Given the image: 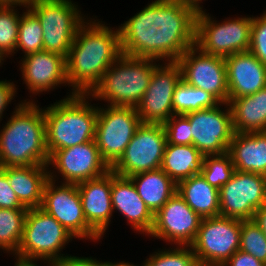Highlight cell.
Here are the masks:
<instances>
[{
	"label": "cell",
	"instance_id": "12",
	"mask_svg": "<svg viewBox=\"0 0 266 266\" xmlns=\"http://www.w3.org/2000/svg\"><path fill=\"white\" fill-rule=\"evenodd\" d=\"M166 143L163 124L141 123L123 155L111 170L117 175L131 177L141 172L159 169Z\"/></svg>",
	"mask_w": 266,
	"mask_h": 266
},
{
	"label": "cell",
	"instance_id": "6",
	"mask_svg": "<svg viewBox=\"0 0 266 266\" xmlns=\"http://www.w3.org/2000/svg\"><path fill=\"white\" fill-rule=\"evenodd\" d=\"M75 238L53 216L42 208L28 209L23 237L15 257L55 262L67 256L60 254Z\"/></svg>",
	"mask_w": 266,
	"mask_h": 266
},
{
	"label": "cell",
	"instance_id": "2",
	"mask_svg": "<svg viewBox=\"0 0 266 266\" xmlns=\"http://www.w3.org/2000/svg\"><path fill=\"white\" fill-rule=\"evenodd\" d=\"M90 19L77 30L66 57L67 80L75 94H89L122 55L118 28Z\"/></svg>",
	"mask_w": 266,
	"mask_h": 266
},
{
	"label": "cell",
	"instance_id": "28",
	"mask_svg": "<svg viewBox=\"0 0 266 266\" xmlns=\"http://www.w3.org/2000/svg\"><path fill=\"white\" fill-rule=\"evenodd\" d=\"M204 155L193 145L166 143L160 168L176 184L201 174Z\"/></svg>",
	"mask_w": 266,
	"mask_h": 266
},
{
	"label": "cell",
	"instance_id": "26",
	"mask_svg": "<svg viewBox=\"0 0 266 266\" xmlns=\"http://www.w3.org/2000/svg\"><path fill=\"white\" fill-rule=\"evenodd\" d=\"M177 193L201 218L220 216L219 190L201 174H195L177 184Z\"/></svg>",
	"mask_w": 266,
	"mask_h": 266
},
{
	"label": "cell",
	"instance_id": "14",
	"mask_svg": "<svg viewBox=\"0 0 266 266\" xmlns=\"http://www.w3.org/2000/svg\"><path fill=\"white\" fill-rule=\"evenodd\" d=\"M181 79L190 86L212 94L220 103L229 102L227 68L224 57L204 53L192 46L177 60Z\"/></svg>",
	"mask_w": 266,
	"mask_h": 266
},
{
	"label": "cell",
	"instance_id": "48",
	"mask_svg": "<svg viewBox=\"0 0 266 266\" xmlns=\"http://www.w3.org/2000/svg\"><path fill=\"white\" fill-rule=\"evenodd\" d=\"M4 60H5L4 56L0 53V66L3 64Z\"/></svg>",
	"mask_w": 266,
	"mask_h": 266
},
{
	"label": "cell",
	"instance_id": "33",
	"mask_svg": "<svg viewBox=\"0 0 266 266\" xmlns=\"http://www.w3.org/2000/svg\"><path fill=\"white\" fill-rule=\"evenodd\" d=\"M234 172L235 166L228 153L204 156L201 175L218 190L230 180Z\"/></svg>",
	"mask_w": 266,
	"mask_h": 266
},
{
	"label": "cell",
	"instance_id": "5",
	"mask_svg": "<svg viewBox=\"0 0 266 266\" xmlns=\"http://www.w3.org/2000/svg\"><path fill=\"white\" fill-rule=\"evenodd\" d=\"M158 60L122 54L88 94L109 106L136 107L150 84Z\"/></svg>",
	"mask_w": 266,
	"mask_h": 266
},
{
	"label": "cell",
	"instance_id": "41",
	"mask_svg": "<svg viewBox=\"0 0 266 266\" xmlns=\"http://www.w3.org/2000/svg\"><path fill=\"white\" fill-rule=\"evenodd\" d=\"M223 266H266V263L259 261L249 253L238 250L223 264Z\"/></svg>",
	"mask_w": 266,
	"mask_h": 266
},
{
	"label": "cell",
	"instance_id": "32",
	"mask_svg": "<svg viewBox=\"0 0 266 266\" xmlns=\"http://www.w3.org/2000/svg\"><path fill=\"white\" fill-rule=\"evenodd\" d=\"M15 8V5H0V53L5 58L16 53L21 14Z\"/></svg>",
	"mask_w": 266,
	"mask_h": 266
},
{
	"label": "cell",
	"instance_id": "9",
	"mask_svg": "<svg viewBox=\"0 0 266 266\" xmlns=\"http://www.w3.org/2000/svg\"><path fill=\"white\" fill-rule=\"evenodd\" d=\"M240 235L239 219L223 216L202 218L191 245L197 263L223 266L239 250Z\"/></svg>",
	"mask_w": 266,
	"mask_h": 266
},
{
	"label": "cell",
	"instance_id": "43",
	"mask_svg": "<svg viewBox=\"0 0 266 266\" xmlns=\"http://www.w3.org/2000/svg\"><path fill=\"white\" fill-rule=\"evenodd\" d=\"M36 0H0V5H15L17 6H24L25 9L30 6Z\"/></svg>",
	"mask_w": 266,
	"mask_h": 266
},
{
	"label": "cell",
	"instance_id": "7",
	"mask_svg": "<svg viewBox=\"0 0 266 266\" xmlns=\"http://www.w3.org/2000/svg\"><path fill=\"white\" fill-rule=\"evenodd\" d=\"M43 29V50L67 57L79 27L86 21L71 0H36L27 7Z\"/></svg>",
	"mask_w": 266,
	"mask_h": 266
},
{
	"label": "cell",
	"instance_id": "42",
	"mask_svg": "<svg viewBox=\"0 0 266 266\" xmlns=\"http://www.w3.org/2000/svg\"><path fill=\"white\" fill-rule=\"evenodd\" d=\"M252 221L261 229L266 236V205L256 210Z\"/></svg>",
	"mask_w": 266,
	"mask_h": 266
},
{
	"label": "cell",
	"instance_id": "11",
	"mask_svg": "<svg viewBox=\"0 0 266 266\" xmlns=\"http://www.w3.org/2000/svg\"><path fill=\"white\" fill-rule=\"evenodd\" d=\"M100 107L97 106L95 141L102 159L111 168L123 155L141 120L134 107Z\"/></svg>",
	"mask_w": 266,
	"mask_h": 266
},
{
	"label": "cell",
	"instance_id": "38",
	"mask_svg": "<svg viewBox=\"0 0 266 266\" xmlns=\"http://www.w3.org/2000/svg\"><path fill=\"white\" fill-rule=\"evenodd\" d=\"M0 208L27 209L20 203L16 193L10 187L5 173L0 177Z\"/></svg>",
	"mask_w": 266,
	"mask_h": 266
},
{
	"label": "cell",
	"instance_id": "49",
	"mask_svg": "<svg viewBox=\"0 0 266 266\" xmlns=\"http://www.w3.org/2000/svg\"><path fill=\"white\" fill-rule=\"evenodd\" d=\"M195 266H207V265L197 263Z\"/></svg>",
	"mask_w": 266,
	"mask_h": 266
},
{
	"label": "cell",
	"instance_id": "13",
	"mask_svg": "<svg viewBox=\"0 0 266 266\" xmlns=\"http://www.w3.org/2000/svg\"><path fill=\"white\" fill-rule=\"evenodd\" d=\"M220 216L252 220L266 205V176L235 170L230 180L219 189Z\"/></svg>",
	"mask_w": 266,
	"mask_h": 266
},
{
	"label": "cell",
	"instance_id": "37",
	"mask_svg": "<svg viewBox=\"0 0 266 266\" xmlns=\"http://www.w3.org/2000/svg\"><path fill=\"white\" fill-rule=\"evenodd\" d=\"M249 51L266 65V11L260 17H253Z\"/></svg>",
	"mask_w": 266,
	"mask_h": 266
},
{
	"label": "cell",
	"instance_id": "18",
	"mask_svg": "<svg viewBox=\"0 0 266 266\" xmlns=\"http://www.w3.org/2000/svg\"><path fill=\"white\" fill-rule=\"evenodd\" d=\"M47 166L55 167L63 183L75 184L101 177L111 170L102 159L95 140L53 151Z\"/></svg>",
	"mask_w": 266,
	"mask_h": 266
},
{
	"label": "cell",
	"instance_id": "17",
	"mask_svg": "<svg viewBox=\"0 0 266 266\" xmlns=\"http://www.w3.org/2000/svg\"><path fill=\"white\" fill-rule=\"evenodd\" d=\"M202 218L176 192L154 215L148 236L162 239L176 246H191Z\"/></svg>",
	"mask_w": 266,
	"mask_h": 266
},
{
	"label": "cell",
	"instance_id": "36",
	"mask_svg": "<svg viewBox=\"0 0 266 266\" xmlns=\"http://www.w3.org/2000/svg\"><path fill=\"white\" fill-rule=\"evenodd\" d=\"M163 126L168 144L192 145L191 125L186 115L174 114Z\"/></svg>",
	"mask_w": 266,
	"mask_h": 266
},
{
	"label": "cell",
	"instance_id": "15",
	"mask_svg": "<svg viewBox=\"0 0 266 266\" xmlns=\"http://www.w3.org/2000/svg\"><path fill=\"white\" fill-rule=\"evenodd\" d=\"M181 80L177 61H166L155 66L150 84L135 107L141 123L164 124L173 115V94Z\"/></svg>",
	"mask_w": 266,
	"mask_h": 266
},
{
	"label": "cell",
	"instance_id": "39",
	"mask_svg": "<svg viewBox=\"0 0 266 266\" xmlns=\"http://www.w3.org/2000/svg\"><path fill=\"white\" fill-rule=\"evenodd\" d=\"M47 266H107V261H98L92 257L67 256L61 260L48 263Z\"/></svg>",
	"mask_w": 266,
	"mask_h": 266
},
{
	"label": "cell",
	"instance_id": "27",
	"mask_svg": "<svg viewBox=\"0 0 266 266\" xmlns=\"http://www.w3.org/2000/svg\"><path fill=\"white\" fill-rule=\"evenodd\" d=\"M129 178L154 215L177 192V184L161 168L141 172Z\"/></svg>",
	"mask_w": 266,
	"mask_h": 266
},
{
	"label": "cell",
	"instance_id": "47",
	"mask_svg": "<svg viewBox=\"0 0 266 266\" xmlns=\"http://www.w3.org/2000/svg\"><path fill=\"white\" fill-rule=\"evenodd\" d=\"M5 173V167L0 163V177Z\"/></svg>",
	"mask_w": 266,
	"mask_h": 266
},
{
	"label": "cell",
	"instance_id": "4",
	"mask_svg": "<svg viewBox=\"0 0 266 266\" xmlns=\"http://www.w3.org/2000/svg\"><path fill=\"white\" fill-rule=\"evenodd\" d=\"M89 98L88 94L70 93L43 109L49 155L95 140L98 111L97 106L87 101Z\"/></svg>",
	"mask_w": 266,
	"mask_h": 266
},
{
	"label": "cell",
	"instance_id": "16",
	"mask_svg": "<svg viewBox=\"0 0 266 266\" xmlns=\"http://www.w3.org/2000/svg\"><path fill=\"white\" fill-rule=\"evenodd\" d=\"M226 105V109H221ZM220 106V107H219ZM191 125L192 145L205 155L227 153L234 134L228 103L185 114Z\"/></svg>",
	"mask_w": 266,
	"mask_h": 266
},
{
	"label": "cell",
	"instance_id": "45",
	"mask_svg": "<svg viewBox=\"0 0 266 266\" xmlns=\"http://www.w3.org/2000/svg\"><path fill=\"white\" fill-rule=\"evenodd\" d=\"M186 4L190 5L192 8H194L197 12L202 11L203 8L201 7L200 3L202 0H183Z\"/></svg>",
	"mask_w": 266,
	"mask_h": 266
},
{
	"label": "cell",
	"instance_id": "19",
	"mask_svg": "<svg viewBox=\"0 0 266 266\" xmlns=\"http://www.w3.org/2000/svg\"><path fill=\"white\" fill-rule=\"evenodd\" d=\"M22 78L29 92H49L61 84H67L66 57L49 51L28 54L21 59Z\"/></svg>",
	"mask_w": 266,
	"mask_h": 266
},
{
	"label": "cell",
	"instance_id": "3",
	"mask_svg": "<svg viewBox=\"0 0 266 266\" xmlns=\"http://www.w3.org/2000/svg\"><path fill=\"white\" fill-rule=\"evenodd\" d=\"M27 100L16 105L0 130V163L4 167L48 164L43 108Z\"/></svg>",
	"mask_w": 266,
	"mask_h": 266
},
{
	"label": "cell",
	"instance_id": "1",
	"mask_svg": "<svg viewBox=\"0 0 266 266\" xmlns=\"http://www.w3.org/2000/svg\"><path fill=\"white\" fill-rule=\"evenodd\" d=\"M197 11L183 0H154L118 26L122 54L177 61L195 45Z\"/></svg>",
	"mask_w": 266,
	"mask_h": 266
},
{
	"label": "cell",
	"instance_id": "31",
	"mask_svg": "<svg viewBox=\"0 0 266 266\" xmlns=\"http://www.w3.org/2000/svg\"><path fill=\"white\" fill-rule=\"evenodd\" d=\"M20 17L16 50H22L26 56L43 51V29L37 17L27 8Z\"/></svg>",
	"mask_w": 266,
	"mask_h": 266
},
{
	"label": "cell",
	"instance_id": "22",
	"mask_svg": "<svg viewBox=\"0 0 266 266\" xmlns=\"http://www.w3.org/2000/svg\"><path fill=\"white\" fill-rule=\"evenodd\" d=\"M229 101L266 87V65L250 51L225 57Z\"/></svg>",
	"mask_w": 266,
	"mask_h": 266
},
{
	"label": "cell",
	"instance_id": "44",
	"mask_svg": "<svg viewBox=\"0 0 266 266\" xmlns=\"http://www.w3.org/2000/svg\"><path fill=\"white\" fill-rule=\"evenodd\" d=\"M16 262L14 266H38L37 260H28V259H23L19 257H15Z\"/></svg>",
	"mask_w": 266,
	"mask_h": 266
},
{
	"label": "cell",
	"instance_id": "25",
	"mask_svg": "<svg viewBox=\"0 0 266 266\" xmlns=\"http://www.w3.org/2000/svg\"><path fill=\"white\" fill-rule=\"evenodd\" d=\"M234 133L266 132V87L228 102Z\"/></svg>",
	"mask_w": 266,
	"mask_h": 266
},
{
	"label": "cell",
	"instance_id": "8",
	"mask_svg": "<svg viewBox=\"0 0 266 266\" xmlns=\"http://www.w3.org/2000/svg\"><path fill=\"white\" fill-rule=\"evenodd\" d=\"M211 17L205 10L197 12L195 46L204 53L224 58L249 51L251 16L234 19L229 17L221 23Z\"/></svg>",
	"mask_w": 266,
	"mask_h": 266
},
{
	"label": "cell",
	"instance_id": "29",
	"mask_svg": "<svg viewBox=\"0 0 266 266\" xmlns=\"http://www.w3.org/2000/svg\"><path fill=\"white\" fill-rule=\"evenodd\" d=\"M220 102L210 93L190 86L182 79L176 85L173 94L174 114H188L191 112L216 107Z\"/></svg>",
	"mask_w": 266,
	"mask_h": 266
},
{
	"label": "cell",
	"instance_id": "46",
	"mask_svg": "<svg viewBox=\"0 0 266 266\" xmlns=\"http://www.w3.org/2000/svg\"><path fill=\"white\" fill-rule=\"evenodd\" d=\"M107 266H138V265H134L133 263H129V262H124V261H121V262H117V263H112L110 261H107Z\"/></svg>",
	"mask_w": 266,
	"mask_h": 266
},
{
	"label": "cell",
	"instance_id": "10",
	"mask_svg": "<svg viewBox=\"0 0 266 266\" xmlns=\"http://www.w3.org/2000/svg\"><path fill=\"white\" fill-rule=\"evenodd\" d=\"M49 171V179L43 191L42 208L53 216L71 235L78 239L99 241L101 237L88 225L84 216L77 184H55L57 178Z\"/></svg>",
	"mask_w": 266,
	"mask_h": 266
},
{
	"label": "cell",
	"instance_id": "20",
	"mask_svg": "<svg viewBox=\"0 0 266 266\" xmlns=\"http://www.w3.org/2000/svg\"><path fill=\"white\" fill-rule=\"evenodd\" d=\"M84 216L88 225L102 238L113 213L111 187L112 170L101 177L77 184Z\"/></svg>",
	"mask_w": 266,
	"mask_h": 266
},
{
	"label": "cell",
	"instance_id": "30",
	"mask_svg": "<svg viewBox=\"0 0 266 266\" xmlns=\"http://www.w3.org/2000/svg\"><path fill=\"white\" fill-rule=\"evenodd\" d=\"M28 209L0 208V249L15 255L20 246Z\"/></svg>",
	"mask_w": 266,
	"mask_h": 266
},
{
	"label": "cell",
	"instance_id": "24",
	"mask_svg": "<svg viewBox=\"0 0 266 266\" xmlns=\"http://www.w3.org/2000/svg\"><path fill=\"white\" fill-rule=\"evenodd\" d=\"M49 169L47 165L5 167L10 187L25 208L41 207Z\"/></svg>",
	"mask_w": 266,
	"mask_h": 266
},
{
	"label": "cell",
	"instance_id": "21",
	"mask_svg": "<svg viewBox=\"0 0 266 266\" xmlns=\"http://www.w3.org/2000/svg\"><path fill=\"white\" fill-rule=\"evenodd\" d=\"M111 199L113 212L116 210L124 215L134 231L149 235L154 224V214L140 198L129 177L117 175L112 171Z\"/></svg>",
	"mask_w": 266,
	"mask_h": 266
},
{
	"label": "cell",
	"instance_id": "40",
	"mask_svg": "<svg viewBox=\"0 0 266 266\" xmlns=\"http://www.w3.org/2000/svg\"><path fill=\"white\" fill-rule=\"evenodd\" d=\"M16 85L13 82L0 80V121L4 117L3 112L6 110L8 104L15 98L17 94Z\"/></svg>",
	"mask_w": 266,
	"mask_h": 266
},
{
	"label": "cell",
	"instance_id": "35",
	"mask_svg": "<svg viewBox=\"0 0 266 266\" xmlns=\"http://www.w3.org/2000/svg\"><path fill=\"white\" fill-rule=\"evenodd\" d=\"M239 250L266 263V236L252 220H241Z\"/></svg>",
	"mask_w": 266,
	"mask_h": 266
},
{
	"label": "cell",
	"instance_id": "34",
	"mask_svg": "<svg viewBox=\"0 0 266 266\" xmlns=\"http://www.w3.org/2000/svg\"><path fill=\"white\" fill-rule=\"evenodd\" d=\"M142 266H195V254L191 246H174V248L153 252Z\"/></svg>",
	"mask_w": 266,
	"mask_h": 266
},
{
	"label": "cell",
	"instance_id": "23",
	"mask_svg": "<svg viewBox=\"0 0 266 266\" xmlns=\"http://www.w3.org/2000/svg\"><path fill=\"white\" fill-rule=\"evenodd\" d=\"M227 153L235 170L266 176V132L234 133Z\"/></svg>",
	"mask_w": 266,
	"mask_h": 266
}]
</instances>
